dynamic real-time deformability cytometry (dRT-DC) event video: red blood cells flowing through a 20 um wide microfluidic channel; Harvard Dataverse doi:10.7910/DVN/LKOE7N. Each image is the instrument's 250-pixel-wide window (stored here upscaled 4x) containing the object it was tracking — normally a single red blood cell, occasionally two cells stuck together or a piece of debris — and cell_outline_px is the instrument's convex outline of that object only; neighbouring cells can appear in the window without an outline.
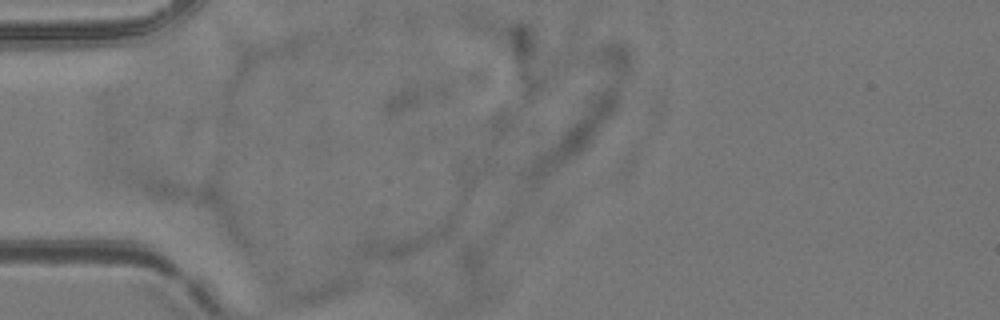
{"species": "common noctule bat (a hibernating species)", "species_latin": "Nyctalus noctula", "temperature_condition": "room temperature", "stored_images_in_passage": 2, "camera_frame_rate_fps": 3000, "um_per_image_px": 0.085, "animal": {"sex": "female", "body_mass_g": 24.6, "forearm_length_mm": 56.2}, "frame": {"image": 1, "passage_image": 1, "time_ms": 0.0, "image_size_px": [1000, 320], "cell_outline_px": [[452, 228], [444, 236], [396, 260], [384, 260], [352, 252], [364, 240], [376, 236], [448, 216], [452, 216]], "centroid_in_image_um": [34.39, 20.39], "position_along_channel_um": 50.6, "area_um2": 15.37}}